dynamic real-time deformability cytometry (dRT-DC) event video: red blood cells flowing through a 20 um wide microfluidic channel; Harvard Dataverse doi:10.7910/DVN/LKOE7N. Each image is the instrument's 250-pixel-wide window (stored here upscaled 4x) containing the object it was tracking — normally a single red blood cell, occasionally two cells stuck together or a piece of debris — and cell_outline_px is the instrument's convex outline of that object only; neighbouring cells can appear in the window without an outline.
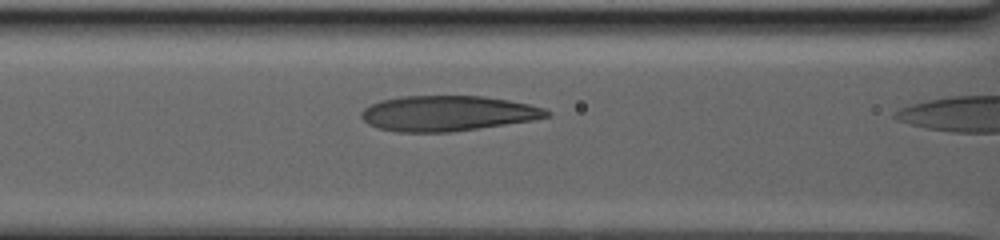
{"species": "human", "species_latin": "Homo sapiens", "temperature_condition": "warm", "stored_images_in_passage": 10, "camera_frame_rate_fps": 3000, "um_per_image_px": 0.085, "donor": {"sex": "male"}, "frame": {"image": 1, "passage_image": 9, "time_ms": 8.0, "image_size_px": [1000, 240], "cell_outline_px": [[552, 116], [532, 120], [448, 132], [396, 132], [376, 128], [368, 124], [360, 116], [360, 112], [364, 108], [380, 100], [400, 96], [484, 96], [508, 100], [528, 104], [544, 108], [552, 112]], "centroid_in_image_um": [38.01, 9.63], "position_along_channel_um": 128.6, "area_um2": 38.15}}